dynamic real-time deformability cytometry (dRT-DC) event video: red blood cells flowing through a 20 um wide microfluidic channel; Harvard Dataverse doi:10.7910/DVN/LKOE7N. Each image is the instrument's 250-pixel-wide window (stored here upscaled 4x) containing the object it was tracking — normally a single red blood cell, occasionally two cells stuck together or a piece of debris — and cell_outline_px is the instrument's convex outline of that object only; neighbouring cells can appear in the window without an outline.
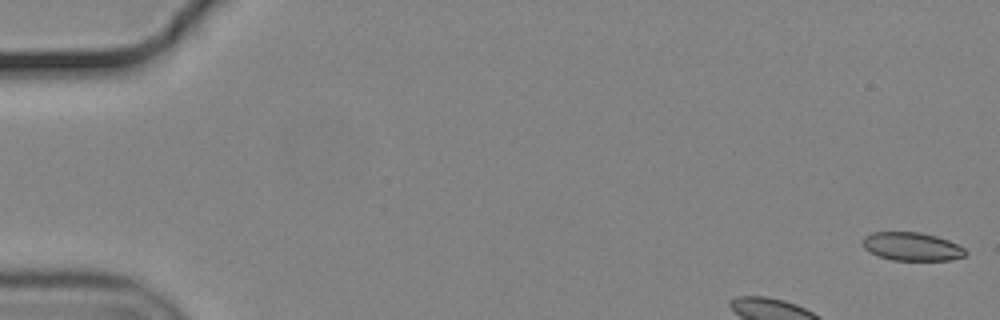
{"species": "common noctule bat (a hibernating species)", "species_latin": "Nyctalus noctula", "temperature_condition": "cold", "stored_images_in_passage": 14, "camera_frame_rate_fps": 3000, "um_per_image_px": 0.085, "animal": {"sex": "male", "body_mass_g": 19.2, "forearm_length_mm": 51.8}, "frame": {"image": 1, "passage_image": 1, "time_ms": 0.0, "image_size_px": [1000, 320], "cell_outline_px": [[968, 252], [964, 256], [952, 260], [892, 260], [880, 256], [864, 248], [860, 240], [864, 236], [872, 232], [920, 232], [936, 236], [948, 240], [964, 248]], "centroid_in_image_um": [77.5, 20.95], "position_along_channel_um": 7.5, "area_um2": 16.99}}